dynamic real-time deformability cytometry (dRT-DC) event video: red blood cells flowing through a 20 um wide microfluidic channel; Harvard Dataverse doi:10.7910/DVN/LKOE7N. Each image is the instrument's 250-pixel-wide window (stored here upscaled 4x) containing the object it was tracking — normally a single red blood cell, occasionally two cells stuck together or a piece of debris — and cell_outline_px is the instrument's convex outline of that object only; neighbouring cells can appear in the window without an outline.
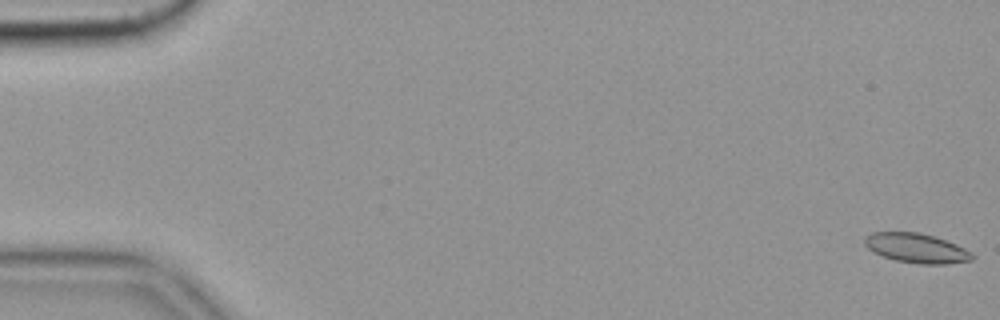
{"species": "common noctule bat (a hibernating species)", "species_latin": "Nyctalus noctula", "temperature_condition": "cold", "stored_images_in_passage": 58, "camera_frame_rate_fps": 3000, "um_per_image_px": 0.085, "animal": {"sex": "female", "body_mass_g": 19.9}, "frame": {"image": 1, "passage_image": 1, "time_ms": 0.0, "image_size_px": [1000, 320], "cell_outline_px": [[976, 256], [972, 260], [948, 264], [920, 264], [896, 260], [884, 256], [868, 248], [864, 244], [864, 236], [872, 232], [920, 232], [936, 236], [956, 244], [972, 252]], "centroid_in_image_um": [77.93, 21.08], "position_along_channel_um": 7.1, "area_um2": 18.61}}
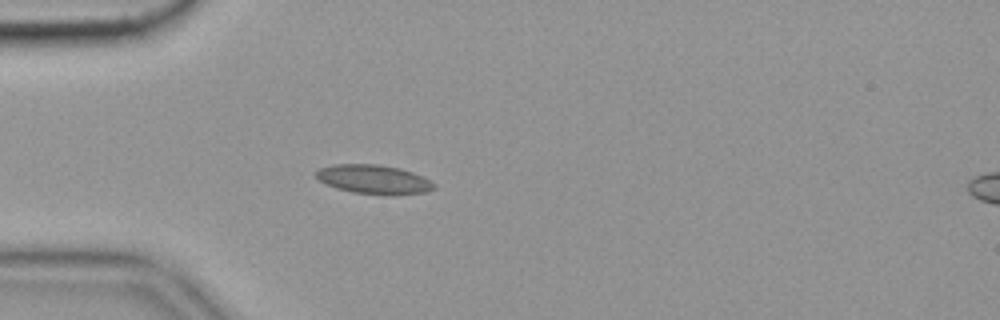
{"frame": {"image": 2, "passage_image": 17, "time_ms": 5.333, "image_size_px": [1000, 320], "cell_outline_px": [[436, 188], [428, 192], [396, 196], [392, 196], [352, 192], [336, 188], [320, 180], [316, 176], [316, 172], [320, 168], [332, 164], [380, 164], [400, 168], [412, 172], [436, 184]], "centroid_in_image_um": [31.82, 15.26], "position_along_channel_um": 53.2, "area_um2": 20.17}, "authors_computed_cell_mechanics": {"area_um2": 18.5538, "velocity_mm_per_s": 3.5164, "shape_relaxation_time_tau1_ms": 9.1287, "shape_relaxation_time_tau2_ms": 3.4557, "deformation_change_tau1": 0.0929, "deformation_change_tau2": 0.0738}}